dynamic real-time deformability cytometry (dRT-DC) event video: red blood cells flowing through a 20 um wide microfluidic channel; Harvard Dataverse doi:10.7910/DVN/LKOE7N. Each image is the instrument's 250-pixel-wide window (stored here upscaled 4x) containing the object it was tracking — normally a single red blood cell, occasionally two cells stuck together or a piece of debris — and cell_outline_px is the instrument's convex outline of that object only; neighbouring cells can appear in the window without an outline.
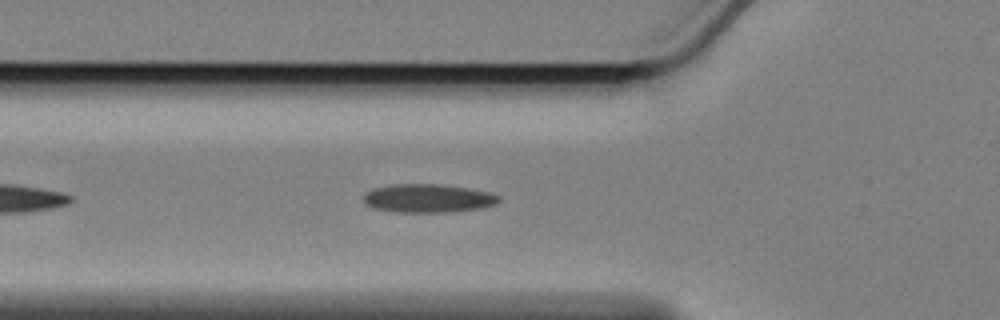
{"species": "Egyptian fruit bat (a non-hibernating species)", "species_latin": "Rousettus aegyptiacus", "temperature_condition": "cold", "stored_images_in_passage": 24, "camera_frame_rate_fps": 3000, "um_per_image_px": 0.085, "animal": {"sex": "female"}, "frame": {"image": 1, "passage_image": 8, "time_ms": 2.333, "image_size_px": [1000, 320], "cell_outline_px": [[500, 200], [496, 204], [480, 208], [452, 212], [396, 212], [372, 208], [364, 204], [364, 192], [372, 188], [392, 184], [440, 184], [468, 188], [488, 192], [500, 196]], "centroid_in_image_um": [36.34, 16.85], "position_along_channel_um": 89.5, "area_um2": 22.66}}
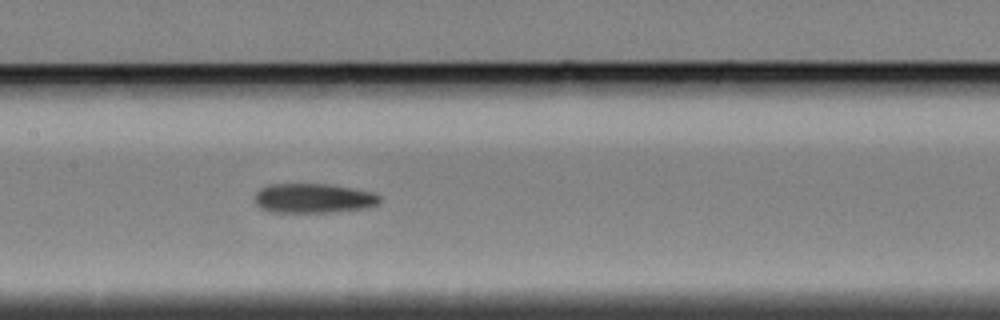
{"frame": {"image": 2, "passage_image": 16, "time_ms": 5.0, "image_size_px": [1000, 320], "cell_outline_px": [[380, 200], [376, 204], [368, 208], [332, 212], [272, 212], [260, 208], [256, 204], [256, 192], [260, 188], [268, 184], [328, 184], [352, 188], [372, 192], [380, 196]], "centroid_in_image_um": [26.63, 16.85], "position_along_channel_um": 180.8, "area_um2": 21.5}}
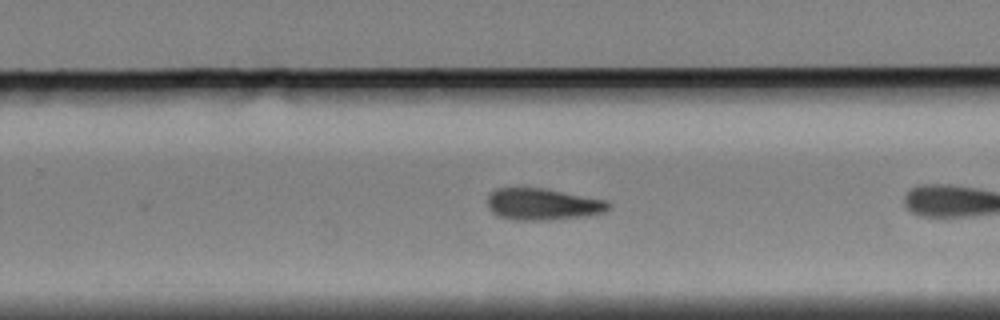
{"frame": {"image": 3, "passage_image": 22, "time_ms": 7.0, "image_size_px": [1000, 320], "cell_outline_px": [[612, 204], [604, 212], [584, 216], [548, 220], [516, 220], [500, 216], [492, 212], [488, 208], [488, 196], [496, 188], [544, 188], [608, 200]], "centroid_in_image_um": [46.15, 17.35], "position_along_channel_um": 283.6, "area_um2": 22.31}}